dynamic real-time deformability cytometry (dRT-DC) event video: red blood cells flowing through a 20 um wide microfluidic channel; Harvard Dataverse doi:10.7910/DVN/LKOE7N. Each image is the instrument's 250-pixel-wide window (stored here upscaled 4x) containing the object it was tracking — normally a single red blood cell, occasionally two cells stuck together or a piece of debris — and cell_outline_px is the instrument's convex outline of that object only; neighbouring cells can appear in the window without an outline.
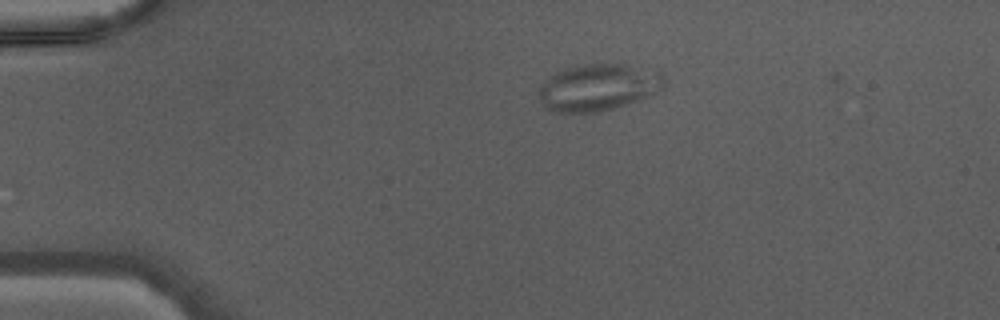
{"species": "Egyptian fruit bat (a non-hibernating species)", "species_latin": "Rousettus aegyptiacus", "temperature_condition": "warm", "stored_images_in_passage": 37, "camera_frame_rate_fps": 3000, "um_per_image_px": 0.085, "animal": {"sex": "male"}, "frame": {"image": 1, "passage_image": 1, "time_ms": 0.0, "image_size_px": [1000, 320], "cell_outline_px": [[664, 84], [652, 96], [612, 108], [596, 112], [552, 112], [548, 108], [536, 92], [540, 84], [548, 76], [556, 72], [572, 68], [592, 64], [628, 64], [660, 68], [664, 76]], "centroid_in_image_um": [50.91, 7.4], "position_along_channel_um": 34.1, "area_um2": 34.39}}
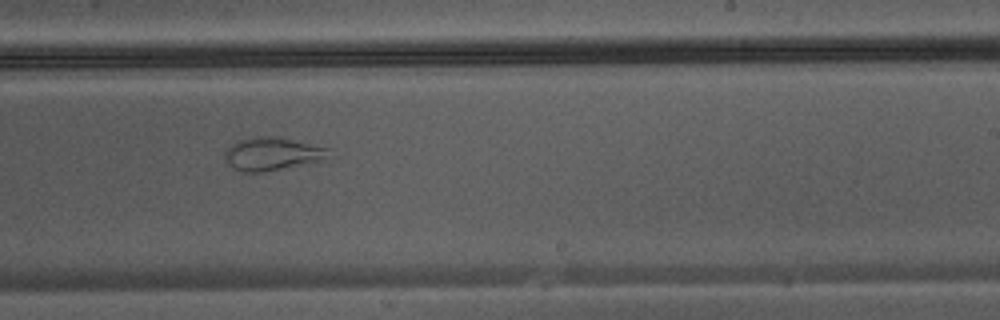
{"frame": {"image": 2, "passage_image": 20, "time_ms": 6.333, "image_size_px": [1000, 320], "cell_outline_px": [[336, 156], [332, 160], [264, 172], [240, 172], [232, 168], [224, 160], [224, 152], [232, 144], [240, 140], [256, 136], [276, 136], [328, 148]], "centroid_in_image_um": [23.24, 13.11], "position_along_channel_um": 265.8, "area_um2": 20.75}}
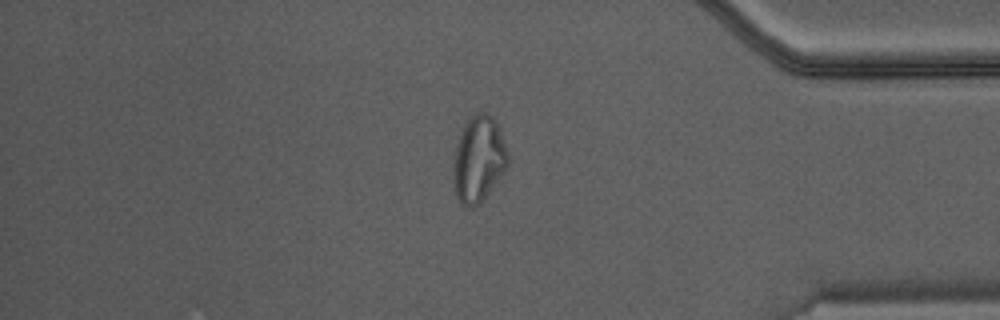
{"frame": {"image": 3, "passage_image": 30, "time_ms": 9.667, "image_size_px": [1000, 320], "cell_outline_px": [[508, 168], [480, 204], [472, 208], [468, 208], [456, 196], [452, 172], [452, 160], [460, 128], [476, 112], [484, 112], [492, 116], [500, 132], [508, 152]], "centroid_in_image_um": [40.66, 13.54], "position_along_channel_um": 394.5, "area_um2": 27.74}}